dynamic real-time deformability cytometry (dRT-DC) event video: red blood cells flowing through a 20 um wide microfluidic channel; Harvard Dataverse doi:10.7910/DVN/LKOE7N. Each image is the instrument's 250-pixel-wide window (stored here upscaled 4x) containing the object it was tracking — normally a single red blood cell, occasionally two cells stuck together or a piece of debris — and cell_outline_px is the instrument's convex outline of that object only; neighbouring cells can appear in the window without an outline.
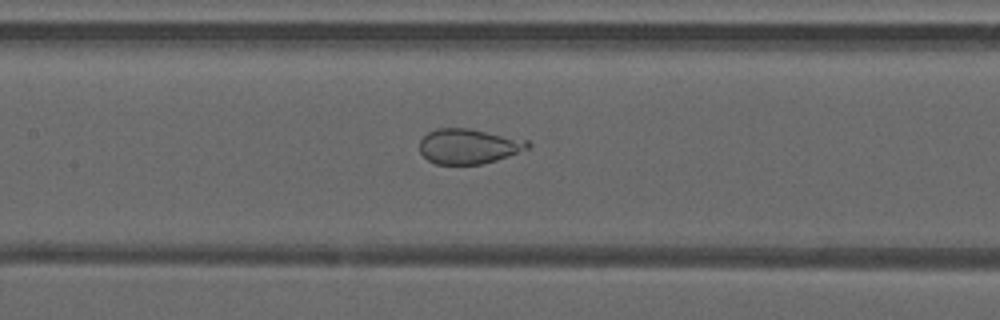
{"species": "common noctule bat (a hibernating species)", "species_latin": "Nyctalus noctula", "temperature_condition": "warm", "stored_images_in_passage": 35, "camera_frame_rate_fps": 3000, "um_per_image_px": 0.085, "animal": {"sex": "male", "forearm_length_mm": 52.5}, "frame": {"image": 1, "passage_image": 10, "time_ms": 3.0, "image_size_px": [1000, 320], "cell_outline_px": [[532, 144], [528, 148], [508, 156], [496, 160], [480, 164], [436, 164], [428, 160], [420, 152], [420, 140], [428, 132], [436, 128], [468, 128], [528, 140]], "centroid_in_image_um": [39.82, 12.43], "position_along_channel_um": 167.6, "area_um2": 21.96}}
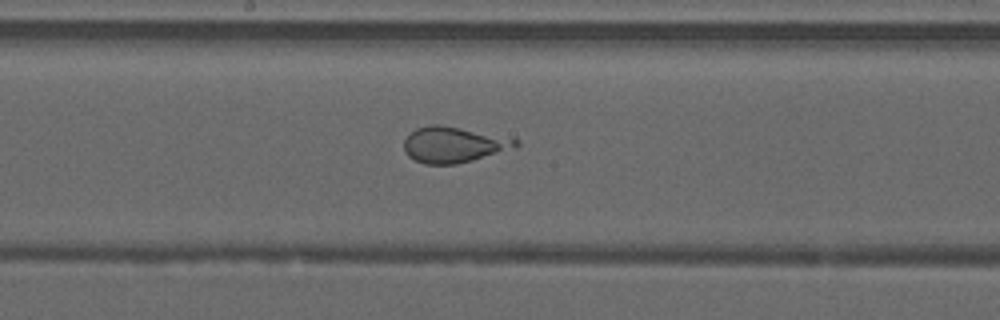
{"frame": {"image": 2, "passage_image": 13, "time_ms": 4.0, "image_size_px": [1000, 320], "cell_outline_px": [[520, 144], [516, 148], [472, 160], [456, 164], [424, 164], [408, 156], [404, 152], [404, 140], [416, 128], [432, 124], [440, 124], [520, 140]], "centroid_in_image_um": [38.55, 12.3], "position_along_channel_um": 209.7, "area_um2": 23.12}}
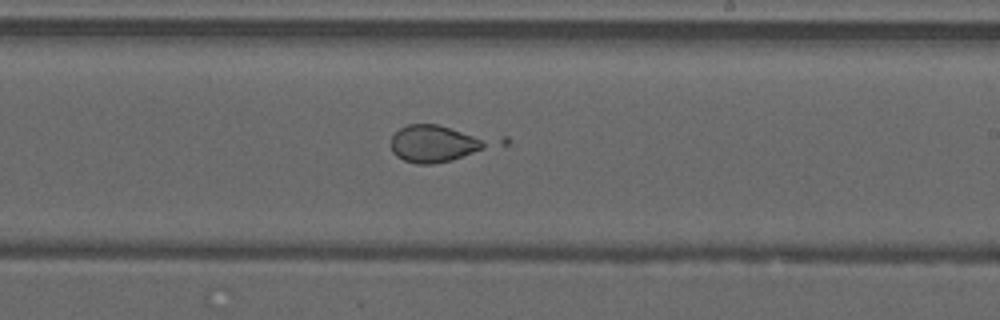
{"frame": {"image": 3, "passage_image": 16, "time_ms": 5.0, "image_size_px": [1000, 320], "cell_outline_px": [[508, 144], [452, 160], [432, 164], [416, 164], [404, 160], [396, 156], [392, 152], [392, 136], [400, 128], [408, 124], [436, 124], [508, 136]], "centroid_in_image_um": [37.51, 12.16], "position_along_channel_um": 251.5, "area_um2": 23.87}}